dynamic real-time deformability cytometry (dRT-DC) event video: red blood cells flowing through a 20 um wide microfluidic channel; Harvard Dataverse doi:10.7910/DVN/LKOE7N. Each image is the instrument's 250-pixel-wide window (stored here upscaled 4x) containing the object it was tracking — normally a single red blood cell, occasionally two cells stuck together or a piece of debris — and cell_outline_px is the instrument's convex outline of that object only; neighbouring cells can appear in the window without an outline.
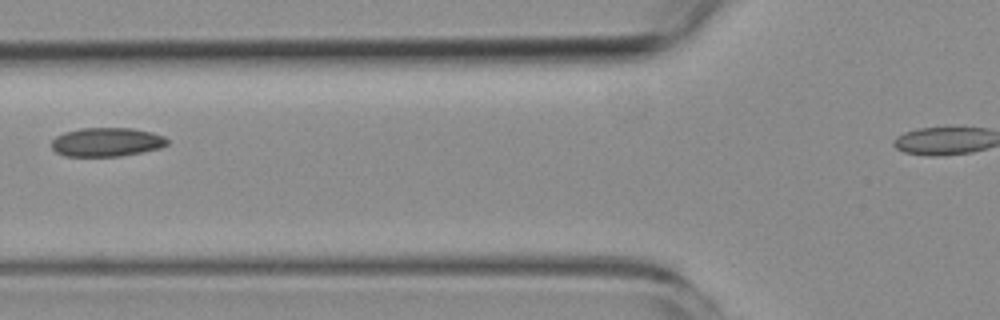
{"species": "common noctule bat (a hibernating species)", "species_latin": "Nyctalus noctula", "temperature_condition": "room temperature", "stored_images_in_passage": 2, "camera_frame_rate_fps": 3000, "um_per_image_px": 0.085, "animal": {"sex": "female", "body_mass_g": 19.3, "forearm_length_mm": 54.1}, "frame": {"image": 1, "passage_image": 2, "time_ms": 1.0, "image_size_px": [1000, 320], "cell_outline_px": [[168, 144], [160, 148], [120, 156], [64, 156], [56, 152], [52, 148], [52, 140], [56, 136], [64, 132], [80, 128], [132, 128], [152, 132], [164, 136], [168, 140]], "centroid_in_image_um": [9.06, 12.07], "position_along_channel_um": 116.7, "area_um2": 19.48}}